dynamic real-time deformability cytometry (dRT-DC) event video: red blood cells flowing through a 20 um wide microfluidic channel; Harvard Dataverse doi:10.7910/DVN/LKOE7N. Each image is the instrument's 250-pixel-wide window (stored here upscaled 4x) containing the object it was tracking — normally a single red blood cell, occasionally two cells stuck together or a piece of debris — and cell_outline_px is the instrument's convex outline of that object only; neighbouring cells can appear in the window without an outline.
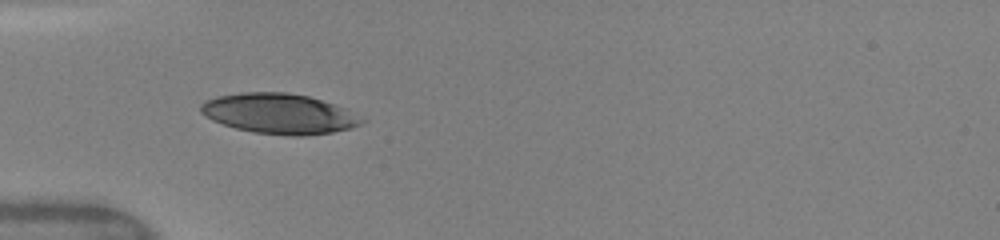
{"species": "human", "species_latin": "Homo sapiens", "temperature_condition": "warm", "stored_images_in_passage": 27, "camera_frame_rate_fps": 3000, "um_per_image_px": 0.085, "donor": {"sex": "female"}, "frame": {"image": 1, "passage_image": 1, "time_ms": 0.0, "image_size_px": [1000, 240], "cell_outline_px": [[364, 120], [360, 124], [348, 128], [332, 132], [304, 136], [288, 136], [252, 132], [236, 128], [212, 120], [204, 116], [200, 112], [200, 104], [204, 100], [216, 96], [240, 92], [288, 92], [308, 96], [336, 104], [348, 108]], "centroid_in_image_um": [23.7, 9.65], "position_along_channel_um": 61.3, "area_um2": 37.97}}
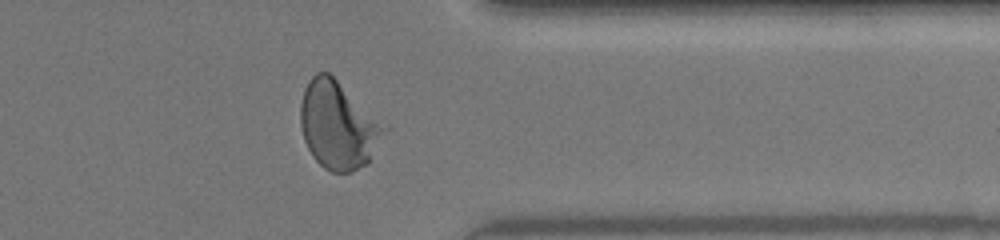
{"frame": {"image": 2, "passage_image": 20, "time_ms": 8.0, "image_size_px": [1000, 240], "cell_outline_px": [[392, 128], [368, 164], [352, 172], [332, 172], [324, 168], [312, 156], [304, 140], [300, 124], [300, 104], [304, 88], [308, 80], [316, 72], [328, 72]], "centroid_in_image_um": [28.81, 10.66], "position_along_channel_um": 382.6, "area_um2": 43.75}, "authors_computed_cell_mechanics": {"area_um2": 38.7838, "velocity_mm_per_s": 4.1321, "shape_relaxation_time_tau1_ms": 3.5699, "shape_relaxation_time_tau2_ms": null, "deformation_change_tau1": 0.1816, "deformation_change_tau2": null}}